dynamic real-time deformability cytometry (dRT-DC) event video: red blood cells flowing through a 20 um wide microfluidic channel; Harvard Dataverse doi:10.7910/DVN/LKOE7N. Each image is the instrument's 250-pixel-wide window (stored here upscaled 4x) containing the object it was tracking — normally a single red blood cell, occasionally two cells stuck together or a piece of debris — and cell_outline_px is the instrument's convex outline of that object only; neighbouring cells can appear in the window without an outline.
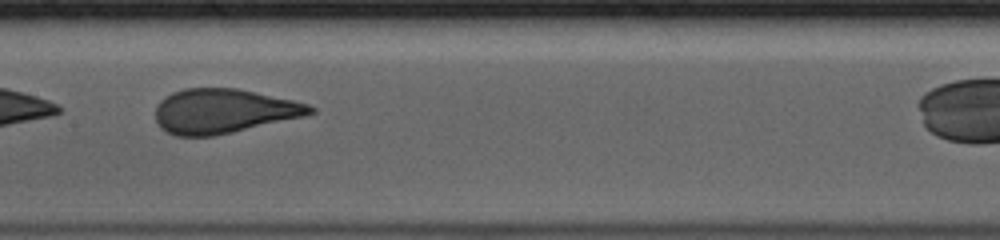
{"species": "human", "species_latin": "Homo sapiens", "temperature_condition": "cold", "stored_images_in_passage": 32, "camera_frame_rate_fps": 3000, "um_per_image_px": 0.085, "donor": {"sex": "male"}, "frame": {"image": 1, "passage_image": 19, "time_ms": 6.0, "image_size_px": [1000, 240], "cell_outline_px": [[312, 112], [300, 116], [228, 132], [208, 136], [180, 136], [168, 132], [156, 120], [156, 108], [168, 96], [176, 92], [188, 88], [232, 88], [252, 92], [288, 100], [304, 104], [312, 108]], "centroid_in_image_um": [18.9, 9.44], "position_along_channel_um": 188.5, "area_um2": 37.86}}